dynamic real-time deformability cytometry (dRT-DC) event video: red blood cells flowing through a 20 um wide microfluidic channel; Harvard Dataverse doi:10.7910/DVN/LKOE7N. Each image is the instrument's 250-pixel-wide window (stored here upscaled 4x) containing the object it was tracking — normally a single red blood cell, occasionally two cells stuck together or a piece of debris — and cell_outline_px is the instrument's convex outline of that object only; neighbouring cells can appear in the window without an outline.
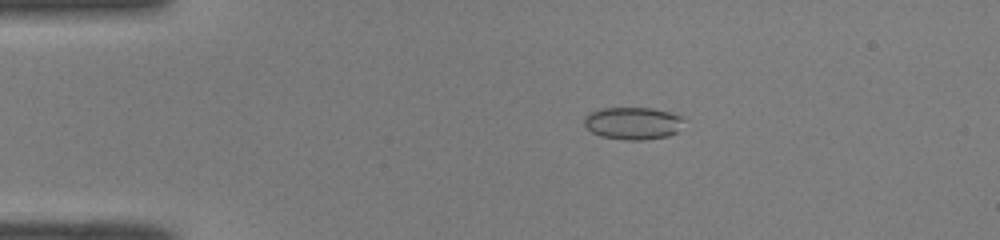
{"species": "common noctule bat (a hibernating species)", "species_latin": "Nyctalus noctula", "temperature_condition": "room temperature", "stored_images_in_passage": 49, "camera_frame_rate_fps": 3000, "um_per_image_px": 0.085, "animal": {"sex": "male", "body_mass_g": 19.0, "forearm_length_mm": 50.8}, "frame": {"image": 1, "passage_image": 9, "time_ms": 2.667, "image_size_px": [1000, 240], "cell_outline_px": [[688, 116], [676, 132], [668, 136], [644, 140], [624, 140], [600, 136], [592, 132], [584, 124], [584, 116], [588, 112], [600, 108], [652, 108]], "centroid_in_image_um": [53.82, 10.46], "position_along_channel_um": 31.2, "area_um2": 19.19}}
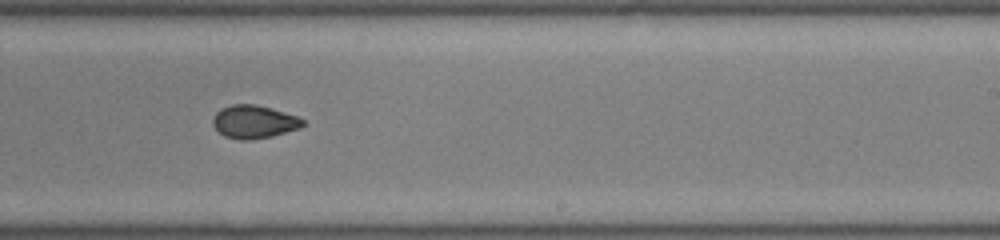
{"frame": {"image": 2, "passage_image": 30, "time_ms": 9.667, "image_size_px": [1000, 240], "cell_outline_px": [[304, 124], [300, 128], [272, 136], [252, 140], [240, 140], [224, 136], [212, 124], [212, 120], [216, 112], [220, 108], [232, 104], [256, 104], [272, 108], [296, 116], [304, 120]], "centroid_in_image_um": [21.57, 10.35], "position_along_channel_um": 267.4, "area_um2": 17.4}}
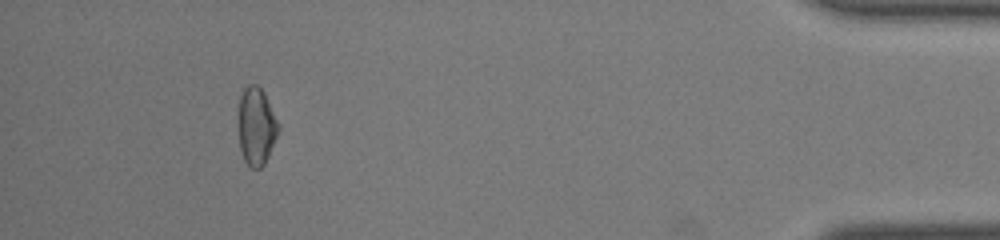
{"frame": {"image": 3, "passage_image": 45, "time_ms": 14.667, "image_size_px": [1000, 240], "cell_outline_px": [[280, 128], [268, 156], [264, 164], [260, 168], [252, 168], [244, 160], [240, 152], [236, 124], [240, 96], [244, 88], [248, 84], [256, 84], [264, 92], [280, 124]], "centroid_in_image_um": [21.75, 10.72], "position_along_channel_um": 413.5, "area_um2": 18.67}, "authors_computed_cell_mechanics": {"area_um2": 18.1492, "velocity_mm_per_s": 4.1288, "shape_relaxation_time_tau1_ms": null, "shape_relaxation_time_tau2_ms": 2.2781, "deformation_change_tau1": null, "deformation_change_tau2": 0.0651}}